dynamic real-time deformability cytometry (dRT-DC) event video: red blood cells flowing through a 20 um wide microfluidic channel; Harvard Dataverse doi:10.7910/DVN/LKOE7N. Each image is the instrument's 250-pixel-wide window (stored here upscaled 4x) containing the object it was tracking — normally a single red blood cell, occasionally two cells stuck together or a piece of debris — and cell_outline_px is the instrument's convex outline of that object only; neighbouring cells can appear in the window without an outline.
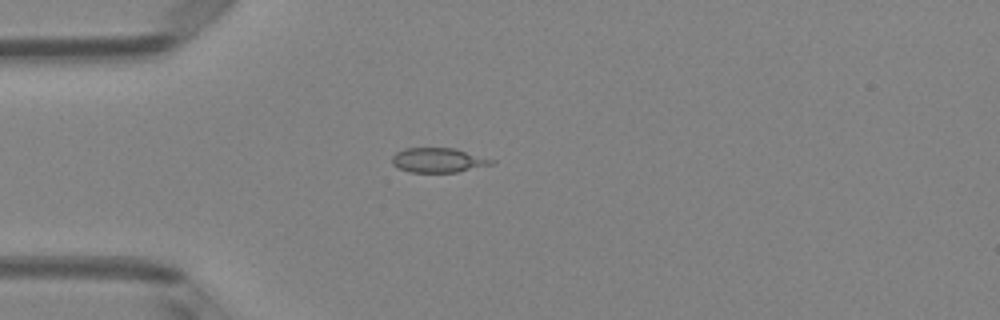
{"species": "Egyptian fruit bat (a non-hibernating species)", "species_latin": "Rousettus aegyptiacus", "temperature_condition": "room temperature", "stored_images_in_passage": 38, "camera_frame_rate_fps": 3000, "um_per_image_px": 0.085, "animal": {"sex": "female"}, "frame": {"image": 1, "passage_image": 1, "time_ms": 0.0, "image_size_px": [1000, 320], "cell_outline_px": [[496, 164], [456, 172], [412, 172], [400, 168], [392, 164], [392, 156], [396, 152], [404, 148], [452, 148], [496, 160]], "centroid_in_image_um": [37.27, 13.61], "position_along_channel_um": 47.7, "area_um2": 14.16}}
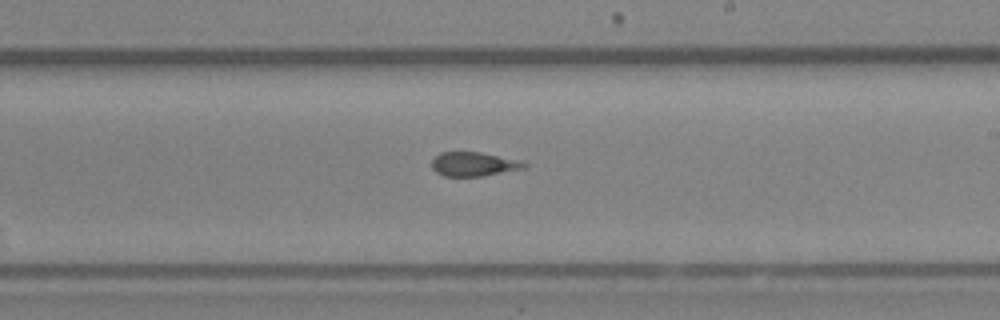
{"frame": {"image": 2, "passage_image": 17, "time_ms": 5.333, "image_size_px": [1000, 320], "cell_outline_px": [[528, 164], [524, 168], [484, 176], [444, 176], [436, 172], [432, 168], [432, 160], [440, 152], [480, 152], [520, 160]], "centroid_in_image_um": [40.26, 13.95], "position_along_channel_um": 248.7, "area_um2": 12.95}}
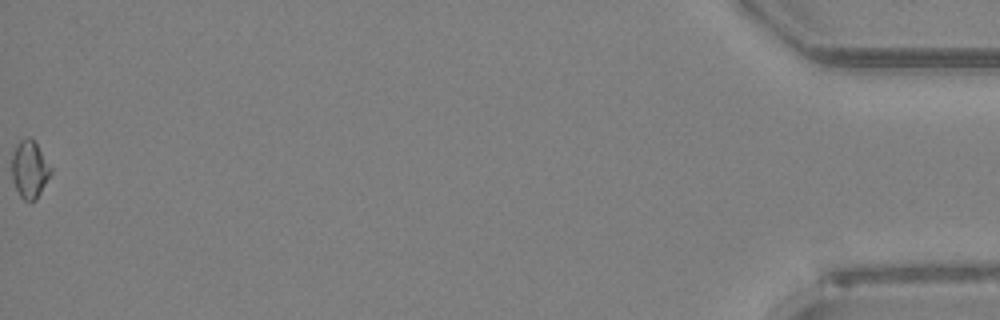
{"frame": {"image": 3, "passage_image": 38, "time_ms": 12.333, "image_size_px": [1000, 320], "cell_outline_px": [[52, 172], [36, 200], [28, 204], [20, 196], [12, 180], [12, 156], [16, 144], [20, 140], [28, 136], [36, 144], [52, 168]], "centroid_in_image_um": [2.51, 14.43], "position_along_channel_um": 432.7, "area_um2": 13.06}, "authors_computed_cell_mechanics": {"area_um2": 13.4096, "velocity_mm_per_s": 4.0612, "shape_relaxation_time_tau1_ms": 11.0784, "shape_relaxation_time_tau2_ms": 2.2435, "deformation_change_tau1": 0.1148, "deformation_change_tau2": 0.065}}